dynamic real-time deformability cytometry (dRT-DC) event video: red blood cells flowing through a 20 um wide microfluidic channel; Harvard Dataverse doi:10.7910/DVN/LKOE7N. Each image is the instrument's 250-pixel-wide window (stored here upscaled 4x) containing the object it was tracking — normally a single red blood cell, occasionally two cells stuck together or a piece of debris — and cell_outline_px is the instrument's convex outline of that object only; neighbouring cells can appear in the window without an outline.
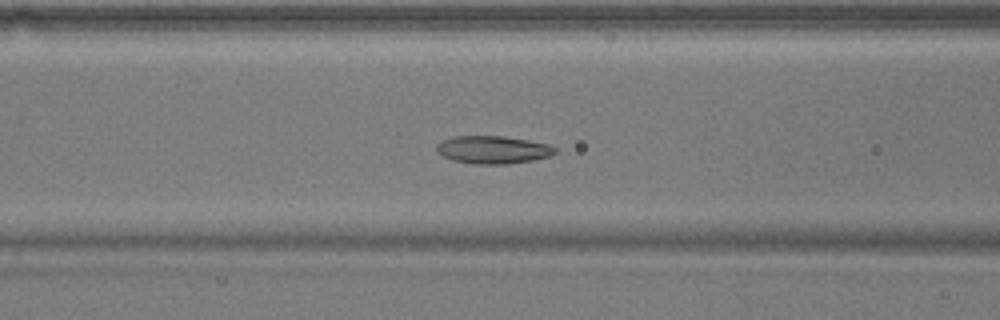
{"species": "common noctule bat (a hibernating species)", "species_latin": "Nyctalus noctula", "temperature_condition": "warm", "stored_images_in_passage": 55, "camera_frame_rate_fps": 3000, "um_per_image_px": 0.085, "animal": {"sex": "male", "body_mass_g": 17.9}, "frame": {"image": 1, "passage_image": 21, "time_ms": 6.667, "image_size_px": [1000, 320], "cell_outline_px": [[556, 152], [548, 156], [532, 160], [508, 164], [472, 164], [456, 160], [444, 156], [436, 152], [436, 144], [440, 140], [456, 136], [500, 136], [528, 140], [548, 144], [556, 148]], "centroid_in_image_um": [41.87, 12.72], "position_along_channel_um": 124.7, "area_um2": 19.07}}
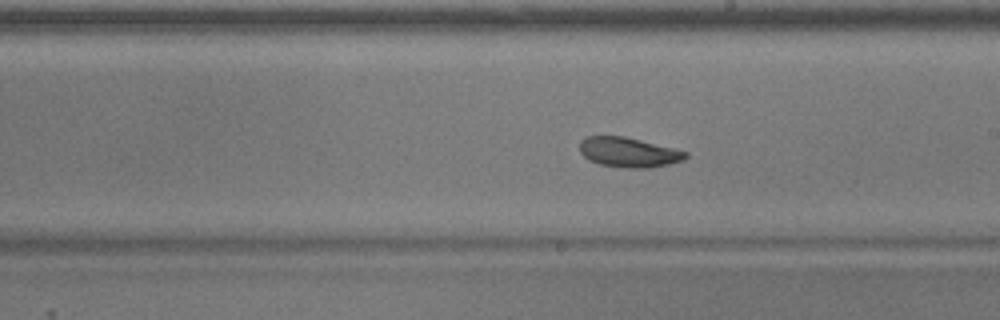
{"frame": {"image": 2, "passage_image": 30, "time_ms": 9.667, "image_size_px": [1000, 320], "cell_outline_px": [[688, 156], [684, 160], [668, 164], [648, 168], [624, 168], [600, 164], [588, 160], [580, 152], [580, 140], [588, 136], [624, 136], [688, 152]], "centroid_in_image_um": [53.41, 12.95], "position_along_channel_um": 235.6, "area_um2": 18.32}}
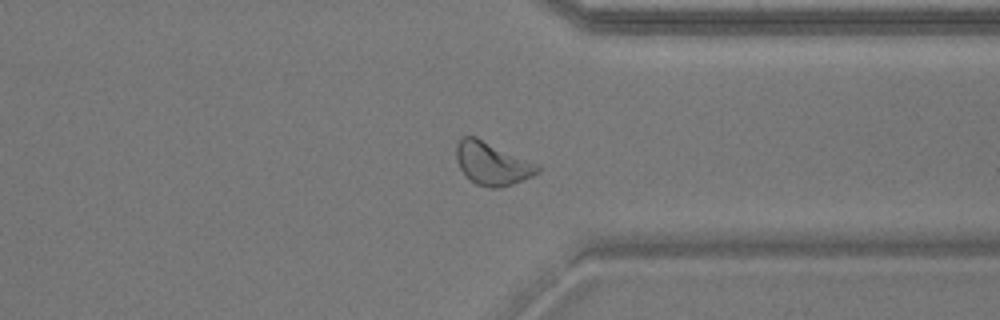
{"frame": {"image": 3, "passage_image": 41, "time_ms": 13.333, "image_size_px": [1000, 320], "cell_outline_px": [[540, 172], [532, 176], [512, 184], [500, 188], [488, 188], [476, 184], [460, 168], [456, 160], [456, 144], [464, 136], [476, 136], [540, 164]], "centroid_in_image_um": [41.86, 13.89], "position_along_channel_um": 369.5, "area_um2": 20.46}, "authors_computed_cell_mechanics": {"area_um2": 19.941, "velocity_mm_per_s": 3.7023, "shape_relaxation_time_tau1_ms": 3.0543, "shape_relaxation_time_tau2_ms": 3.3866, "deformation_change_tau1": 0.1228, "deformation_change_tau2": 0.0878}}